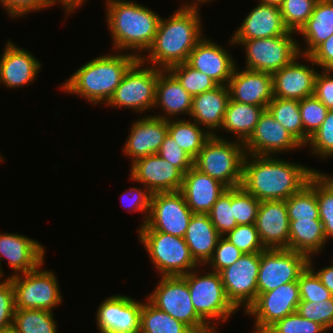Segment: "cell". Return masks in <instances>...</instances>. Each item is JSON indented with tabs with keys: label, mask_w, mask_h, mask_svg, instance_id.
Here are the masks:
<instances>
[{
	"label": "cell",
	"mask_w": 333,
	"mask_h": 333,
	"mask_svg": "<svg viewBox=\"0 0 333 333\" xmlns=\"http://www.w3.org/2000/svg\"><path fill=\"white\" fill-rule=\"evenodd\" d=\"M273 157L246 154L243 161L240 186L260 202L288 199L317 171Z\"/></svg>",
	"instance_id": "1"
},
{
	"label": "cell",
	"mask_w": 333,
	"mask_h": 333,
	"mask_svg": "<svg viewBox=\"0 0 333 333\" xmlns=\"http://www.w3.org/2000/svg\"><path fill=\"white\" fill-rule=\"evenodd\" d=\"M200 17L199 8L194 7H179L169 18L161 17L153 43L147 50L148 57L139 59L162 70L186 62L203 38Z\"/></svg>",
	"instance_id": "2"
},
{
	"label": "cell",
	"mask_w": 333,
	"mask_h": 333,
	"mask_svg": "<svg viewBox=\"0 0 333 333\" xmlns=\"http://www.w3.org/2000/svg\"><path fill=\"white\" fill-rule=\"evenodd\" d=\"M106 8V21L112 35L113 48L120 53L130 49L133 51L131 54L137 58L144 56L138 52L147 51L153 43L160 15L129 0H107Z\"/></svg>",
	"instance_id": "3"
},
{
	"label": "cell",
	"mask_w": 333,
	"mask_h": 333,
	"mask_svg": "<svg viewBox=\"0 0 333 333\" xmlns=\"http://www.w3.org/2000/svg\"><path fill=\"white\" fill-rule=\"evenodd\" d=\"M130 52L99 56L81 66L60 88L92 104L107 103L128 69L138 60Z\"/></svg>",
	"instance_id": "4"
},
{
	"label": "cell",
	"mask_w": 333,
	"mask_h": 333,
	"mask_svg": "<svg viewBox=\"0 0 333 333\" xmlns=\"http://www.w3.org/2000/svg\"><path fill=\"white\" fill-rule=\"evenodd\" d=\"M245 156L242 142L211 135L194 159V167L227 188H236L241 185Z\"/></svg>",
	"instance_id": "5"
},
{
	"label": "cell",
	"mask_w": 333,
	"mask_h": 333,
	"mask_svg": "<svg viewBox=\"0 0 333 333\" xmlns=\"http://www.w3.org/2000/svg\"><path fill=\"white\" fill-rule=\"evenodd\" d=\"M182 277L187 281L196 313L212 329H217L215 327L216 323L212 322L213 319L214 321L225 322L230 318V315L237 311V308L226 295L218 272L210 271V273L199 276L197 270L194 269L188 274L182 275Z\"/></svg>",
	"instance_id": "6"
},
{
	"label": "cell",
	"mask_w": 333,
	"mask_h": 333,
	"mask_svg": "<svg viewBox=\"0 0 333 333\" xmlns=\"http://www.w3.org/2000/svg\"><path fill=\"white\" fill-rule=\"evenodd\" d=\"M138 233L161 276H182L199 267L184 238L155 230H138Z\"/></svg>",
	"instance_id": "7"
},
{
	"label": "cell",
	"mask_w": 333,
	"mask_h": 333,
	"mask_svg": "<svg viewBox=\"0 0 333 333\" xmlns=\"http://www.w3.org/2000/svg\"><path fill=\"white\" fill-rule=\"evenodd\" d=\"M161 279L147 300L185 324L193 333H206L212 328L195 311L187 281L182 276H160Z\"/></svg>",
	"instance_id": "8"
},
{
	"label": "cell",
	"mask_w": 333,
	"mask_h": 333,
	"mask_svg": "<svg viewBox=\"0 0 333 333\" xmlns=\"http://www.w3.org/2000/svg\"><path fill=\"white\" fill-rule=\"evenodd\" d=\"M293 34L295 33L290 32L288 35L250 40L231 38L229 43L244 45L246 69L273 74L300 55V46L296 39H293Z\"/></svg>",
	"instance_id": "9"
},
{
	"label": "cell",
	"mask_w": 333,
	"mask_h": 333,
	"mask_svg": "<svg viewBox=\"0 0 333 333\" xmlns=\"http://www.w3.org/2000/svg\"><path fill=\"white\" fill-rule=\"evenodd\" d=\"M144 67L138 59L126 72L120 85L106 103L117 108H129L143 113L154 108L158 73L162 70L153 66Z\"/></svg>",
	"instance_id": "10"
},
{
	"label": "cell",
	"mask_w": 333,
	"mask_h": 333,
	"mask_svg": "<svg viewBox=\"0 0 333 333\" xmlns=\"http://www.w3.org/2000/svg\"><path fill=\"white\" fill-rule=\"evenodd\" d=\"M43 263L29 272L9 277L14 287L16 309H42L52 312L61 304L62 295L56 275L40 269Z\"/></svg>",
	"instance_id": "11"
},
{
	"label": "cell",
	"mask_w": 333,
	"mask_h": 333,
	"mask_svg": "<svg viewBox=\"0 0 333 333\" xmlns=\"http://www.w3.org/2000/svg\"><path fill=\"white\" fill-rule=\"evenodd\" d=\"M193 212L180 191L152 194L145 225L139 230H155L184 238Z\"/></svg>",
	"instance_id": "12"
},
{
	"label": "cell",
	"mask_w": 333,
	"mask_h": 333,
	"mask_svg": "<svg viewBox=\"0 0 333 333\" xmlns=\"http://www.w3.org/2000/svg\"><path fill=\"white\" fill-rule=\"evenodd\" d=\"M308 257L290 249H265L261 252L257 295L298 281L308 266Z\"/></svg>",
	"instance_id": "13"
},
{
	"label": "cell",
	"mask_w": 333,
	"mask_h": 333,
	"mask_svg": "<svg viewBox=\"0 0 333 333\" xmlns=\"http://www.w3.org/2000/svg\"><path fill=\"white\" fill-rule=\"evenodd\" d=\"M299 303L298 282L292 281L257 295L245 313L255 317L254 333H265L277 321L296 312Z\"/></svg>",
	"instance_id": "14"
},
{
	"label": "cell",
	"mask_w": 333,
	"mask_h": 333,
	"mask_svg": "<svg viewBox=\"0 0 333 333\" xmlns=\"http://www.w3.org/2000/svg\"><path fill=\"white\" fill-rule=\"evenodd\" d=\"M260 260L261 253L244 254L219 272L226 295L237 309L244 305L246 311L257 297Z\"/></svg>",
	"instance_id": "15"
},
{
	"label": "cell",
	"mask_w": 333,
	"mask_h": 333,
	"mask_svg": "<svg viewBox=\"0 0 333 333\" xmlns=\"http://www.w3.org/2000/svg\"><path fill=\"white\" fill-rule=\"evenodd\" d=\"M246 154L273 156L303 146L265 109L250 137L243 143ZM300 147V148H299Z\"/></svg>",
	"instance_id": "16"
},
{
	"label": "cell",
	"mask_w": 333,
	"mask_h": 333,
	"mask_svg": "<svg viewBox=\"0 0 333 333\" xmlns=\"http://www.w3.org/2000/svg\"><path fill=\"white\" fill-rule=\"evenodd\" d=\"M130 177L152 194L180 191L184 173L158 154L137 159L131 164Z\"/></svg>",
	"instance_id": "17"
},
{
	"label": "cell",
	"mask_w": 333,
	"mask_h": 333,
	"mask_svg": "<svg viewBox=\"0 0 333 333\" xmlns=\"http://www.w3.org/2000/svg\"><path fill=\"white\" fill-rule=\"evenodd\" d=\"M142 302L126 295L110 296L100 304L96 323L100 333H139Z\"/></svg>",
	"instance_id": "18"
},
{
	"label": "cell",
	"mask_w": 333,
	"mask_h": 333,
	"mask_svg": "<svg viewBox=\"0 0 333 333\" xmlns=\"http://www.w3.org/2000/svg\"><path fill=\"white\" fill-rule=\"evenodd\" d=\"M255 226L265 249H289L290 222L285 200L261 201Z\"/></svg>",
	"instance_id": "19"
},
{
	"label": "cell",
	"mask_w": 333,
	"mask_h": 333,
	"mask_svg": "<svg viewBox=\"0 0 333 333\" xmlns=\"http://www.w3.org/2000/svg\"><path fill=\"white\" fill-rule=\"evenodd\" d=\"M225 48L203 37L190 52L186 63L195 70L205 73L218 85H228L236 67Z\"/></svg>",
	"instance_id": "20"
},
{
	"label": "cell",
	"mask_w": 333,
	"mask_h": 333,
	"mask_svg": "<svg viewBox=\"0 0 333 333\" xmlns=\"http://www.w3.org/2000/svg\"><path fill=\"white\" fill-rule=\"evenodd\" d=\"M44 246L37 240L27 236L12 233L0 234V271L1 260L6 259L9 267L15 272L11 276L23 274L35 269L45 260Z\"/></svg>",
	"instance_id": "21"
},
{
	"label": "cell",
	"mask_w": 333,
	"mask_h": 333,
	"mask_svg": "<svg viewBox=\"0 0 333 333\" xmlns=\"http://www.w3.org/2000/svg\"><path fill=\"white\" fill-rule=\"evenodd\" d=\"M230 99L241 103L262 106L265 109L274 98L271 73L235 67L228 85Z\"/></svg>",
	"instance_id": "22"
},
{
	"label": "cell",
	"mask_w": 333,
	"mask_h": 333,
	"mask_svg": "<svg viewBox=\"0 0 333 333\" xmlns=\"http://www.w3.org/2000/svg\"><path fill=\"white\" fill-rule=\"evenodd\" d=\"M132 124L123 146L124 153L131 157V163L139 158L157 154L168 133V120L149 115Z\"/></svg>",
	"instance_id": "23"
},
{
	"label": "cell",
	"mask_w": 333,
	"mask_h": 333,
	"mask_svg": "<svg viewBox=\"0 0 333 333\" xmlns=\"http://www.w3.org/2000/svg\"><path fill=\"white\" fill-rule=\"evenodd\" d=\"M5 44L0 59V84L7 88L24 87L36 79L41 68L40 61L11 41Z\"/></svg>",
	"instance_id": "24"
},
{
	"label": "cell",
	"mask_w": 333,
	"mask_h": 333,
	"mask_svg": "<svg viewBox=\"0 0 333 333\" xmlns=\"http://www.w3.org/2000/svg\"><path fill=\"white\" fill-rule=\"evenodd\" d=\"M227 189L224 184L193 166L184 174L180 192L194 214H208Z\"/></svg>",
	"instance_id": "25"
},
{
	"label": "cell",
	"mask_w": 333,
	"mask_h": 333,
	"mask_svg": "<svg viewBox=\"0 0 333 333\" xmlns=\"http://www.w3.org/2000/svg\"><path fill=\"white\" fill-rule=\"evenodd\" d=\"M300 56L272 74L274 97L302 100L313 95L317 71L297 62Z\"/></svg>",
	"instance_id": "26"
},
{
	"label": "cell",
	"mask_w": 333,
	"mask_h": 333,
	"mask_svg": "<svg viewBox=\"0 0 333 333\" xmlns=\"http://www.w3.org/2000/svg\"><path fill=\"white\" fill-rule=\"evenodd\" d=\"M280 8L260 3L248 13L243 23L232 36V40H250L288 35Z\"/></svg>",
	"instance_id": "27"
},
{
	"label": "cell",
	"mask_w": 333,
	"mask_h": 333,
	"mask_svg": "<svg viewBox=\"0 0 333 333\" xmlns=\"http://www.w3.org/2000/svg\"><path fill=\"white\" fill-rule=\"evenodd\" d=\"M230 100L226 85H218L212 90L192 97V107L189 117L197 124L207 128L210 135H216L223 123L224 114ZM216 130V131H215Z\"/></svg>",
	"instance_id": "28"
},
{
	"label": "cell",
	"mask_w": 333,
	"mask_h": 333,
	"mask_svg": "<svg viewBox=\"0 0 333 333\" xmlns=\"http://www.w3.org/2000/svg\"><path fill=\"white\" fill-rule=\"evenodd\" d=\"M156 106L166 113L157 115L164 120H170L171 117L179 116L180 113L190 115L192 96L168 70H161L158 73L154 107Z\"/></svg>",
	"instance_id": "29"
},
{
	"label": "cell",
	"mask_w": 333,
	"mask_h": 333,
	"mask_svg": "<svg viewBox=\"0 0 333 333\" xmlns=\"http://www.w3.org/2000/svg\"><path fill=\"white\" fill-rule=\"evenodd\" d=\"M222 236L215 229L208 214H193L184 240L198 265H207Z\"/></svg>",
	"instance_id": "30"
},
{
	"label": "cell",
	"mask_w": 333,
	"mask_h": 333,
	"mask_svg": "<svg viewBox=\"0 0 333 333\" xmlns=\"http://www.w3.org/2000/svg\"><path fill=\"white\" fill-rule=\"evenodd\" d=\"M298 33L305 38L307 47L305 51L299 48V52L303 56H309L333 35V0H317L313 13Z\"/></svg>",
	"instance_id": "31"
},
{
	"label": "cell",
	"mask_w": 333,
	"mask_h": 333,
	"mask_svg": "<svg viewBox=\"0 0 333 333\" xmlns=\"http://www.w3.org/2000/svg\"><path fill=\"white\" fill-rule=\"evenodd\" d=\"M289 222L290 250L302 253L308 258L322 251L327 240L320 220H293Z\"/></svg>",
	"instance_id": "32"
},
{
	"label": "cell",
	"mask_w": 333,
	"mask_h": 333,
	"mask_svg": "<svg viewBox=\"0 0 333 333\" xmlns=\"http://www.w3.org/2000/svg\"><path fill=\"white\" fill-rule=\"evenodd\" d=\"M262 106L229 100L221 129L233 133L236 139L244 143L254 131L263 111Z\"/></svg>",
	"instance_id": "33"
},
{
	"label": "cell",
	"mask_w": 333,
	"mask_h": 333,
	"mask_svg": "<svg viewBox=\"0 0 333 333\" xmlns=\"http://www.w3.org/2000/svg\"><path fill=\"white\" fill-rule=\"evenodd\" d=\"M266 109L303 147L306 146L310 137L304 132L299 100L274 97Z\"/></svg>",
	"instance_id": "34"
},
{
	"label": "cell",
	"mask_w": 333,
	"mask_h": 333,
	"mask_svg": "<svg viewBox=\"0 0 333 333\" xmlns=\"http://www.w3.org/2000/svg\"><path fill=\"white\" fill-rule=\"evenodd\" d=\"M205 130L195 121L192 122L185 119L168 120V133L193 159L197 157L204 143L211 136Z\"/></svg>",
	"instance_id": "35"
},
{
	"label": "cell",
	"mask_w": 333,
	"mask_h": 333,
	"mask_svg": "<svg viewBox=\"0 0 333 333\" xmlns=\"http://www.w3.org/2000/svg\"><path fill=\"white\" fill-rule=\"evenodd\" d=\"M316 193L326 240L333 237V175L316 171L307 183Z\"/></svg>",
	"instance_id": "36"
},
{
	"label": "cell",
	"mask_w": 333,
	"mask_h": 333,
	"mask_svg": "<svg viewBox=\"0 0 333 333\" xmlns=\"http://www.w3.org/2000/svg\"><path fill=\"white\" fill-rule=\"evenodd\" d=\"M139 333H193L185 324L157 309L148 300L142 303Z\"/></svg>",
	"instance_id": "37"
},
{
	"label": "cell",
	"mask_w": 333,
	"mask_h": 333,
	"mask_svg": "<svg viewBox=\"0 0 333 333\" xmlns=\"http://www.w3.org/2000/svg\"><path fill=\"white\" fill-rule=\"evenodd\" d=\"M53 312L42 309H16L12 328L15 333H57Z\"/></svg>",
	"instance_id": "38"
},
{
	"label": "cell",
	"mask_w": 333,
	"mask_h": 333,
	"mask_svg": "<svg viewBox=\"0 0 333 333\" xmlns=\"http://www.w3.org/2000/svg\"><path fill=\"white\" fill-rule=\"evenodd\" d=\"M285 202L289 221L320 220L316 193L308 184Z\"/></svg>",
	"instance_id": "39"
},
{
	"label": "cell",
	"mask_w": 333,
	"mask_h": 333,
	"mask_svg": "<svg viewBox=\"0 0 333 333\" xmlns=\"http://www.w3.org/2000/svg\"><path fill=\"white\" fill-rule=\"evenodd\" d=\"M167 70L192 97L218 86L212 78L201 71L193 69L186 62L173 65Z\"/></svg>",
	"instance_id": "40"
},
{
	"label": "cell",
	"mask_w": 333,
	"mask_h": 333,
	"mask_svg": "<svg viewBox=\"0 0 333 333\" xmlns=\"http://www.w3.org/2000/svg\"><path fill=\"white\" fill-rule=\"evenodd\" d=\"M316 2L317 0H284L279 8L286 28L298 33L313 13Z\"/></svg>",
	"instance_id": "41"
},
{
	"label": "cell",
	"mask_w": 333,
	"mask_h": 333,
	"mask_svg": "<svg viewBox=\"0 0 333 333\" xmlns=\"http://www.w3.org/2000/svg\"><path fill=\"white\" fill-rule=\"evenodd\" d=\"M208 215L221 236H224L237 226L233 216V188H228L222 193Z\"/></svg>",
	"instance_id": "42"
},
{
	"label": "cell",
	"mask_w": 333,
	"mask_h": 333,
	"mask_svg": "<svg viewBox=\"0 0 333 333\" xmlns=\"http://www.w3.org/2000/svg\"><path fill=\"white\" fill-rule=\"evenodd\" d=\"M223 237L244 254L261 253L265 250L255 224L237 225Z\"/></svg>",
	"instance_id": "43"
},
{
	"label": "cell",
	"mask_w": 333,
	"mask_h": 333,
	"mask_svg": "<svg viewBox=\"0 0 333 333\" xmlns=\"http://www.w3.org/2000/svg\"><path fill=\"white\" fill-rule=\"evenodd\" d=\"M260 201L241 186L233 188V213L237 225L255 224Z\"/></svg>",
	"instance_id": "44"
},
{
	"label": "cell",
	"mask_w": 333,
	"mask_h": 333,
	"mask_svg": "<svg viewBox=\"0 0 333 333\" xmlns=\"http://www.w3.org/2000/svg\"><path fill=\"white\" fill-rule=\"evenodd\" d=\"M299 108L304 132L311 137L325 120L329 109L314 95L299 100Z\"/></svg>",
	"instance_id": "45"
},
{
	"label": "cell",
	"mask_w": 333,
	"mask_h": 333,
	"mask_svg": "<svg viewBox=\"0 0 333 333\" xmlns=\"http://www.w3.org/2000/svg\"><path fill=\"white\" fill-rule=\"evenodd\" d=\"M296 312L300 316L322 325L326 330L333 328V296L318 302L300 301Z\"/></svg>",
	"instance_id": "46"
},
{
	"label": "cell",
	"mask_w": 333,
	"mask_h": 333,
	"mask_svg": "<svg viewBox=\"0 0 333 333\" xmlns=\"http://www.w3.org/2000/svg\"><path fill=\"white\" fill-rule=\"evenodd\" d=\"M308 145L313 155L320 158L333 156V110L328 111L321 126L309 138Z\"/></svg>",
	"instance_id": "47"
},
{
	"label": "cell",
	"mask_w": 333,
	"mask_h": 333,
	"mask_svg": "<svg viewBox=\"0 0 333 333\" xmlns=\"http://www.w3.org/2000/svg\"><path fill=\"white\" fill-rule=\"evenodd\" d=\"M297 282L300 301L318 302L332 297L330 291L309 266L300 274Z\"/></svg>",
	"instance_id": "48"
},
{
	"label": "cell",
	"mask_w": 333,
	"mask_h": 333,
	"mask_svg": "<svg viewBox=\"0 0 333 333\" xmlns=\"http://www.w3.org/2000/svg\"><path fill=\"white\" fill-rule=\"evenodd\" d=\"M326 331L322 325L294 312L277 321L265 333H325Z\"/></svg>",
	"instance_id": "49"
},
{
	"label": "cell",
	"mask_w": 333,
	"mask_h": 333,
	"mask_svg": "<svg viewBox=\"0 0 333 333\" xmlns=\"http://www.w3.org/2000/svg\"><path fill=\"white\" fill-rule=\"evenodd\" d=\"M157 154L179 168L184 174L194 166V159L177 144L169 133L165 136Z\"/></svg>",
	"instance_id": "50"
},
{
	"label": "cell",
	"mask_w": 333,
	"mask_h": 333,
	"mask_svg": "<svg viewBox=\"0 0 333 333\" xmlns=\"http://www.w3.org/2000/svg\"><path fill=\"white\" fill-rule=\"evenodd\" d=\"M242 255L244 253L222 236L207 263L212 267V271L219 273L224 268L234 264Z\"/></svg>",
	"instance_id": "51"
},
{
	"label": "cell",
	"mask_w": 333,
	"mask_h": 333,
	"mask_svg": "<svg viewBox=\"0 0 333 333\" xmlns=\"http://www.w3.org/2000/svg\"><path fill=\"white\" fill-rule=\"evenodd\" d=\"M15 310L14 287L7 277L0 283V330L12 327Z\"/></svg>",
	"instance_id": "52"
},
{
	"label": "cell",
	"mask_w": 333,
	"mask_h": 333,
	"mask_svg": "<svg viewBox=\"0 0 333 333\" xmlns=\"http://www.w3.org/2000/svg\"><path fill=\"white\" fill-rule=\"evenodd\" d=\"M127 192L123 193L121 195L122 198V202L127 204V207L125 206L126 204H123L125 206V208H130V212L133 210L135 211H141L146 213L144 216V220L142 221L143 224L141 225H145L148 215H149V211H150V204H151V198H152V193L144 187V190H141V188L139 187L137 189V187H132L128 190H126ZM146 191V192H145ZM128 193V194H127ZM125 195H127L125 197Z\"/></svg>",
	"instance_id": "53"
},
{
	"label": "cell",
	"mask_w": 333,
	"mask_h": 333,
	"mask_svg": "<svg viewBox=\"0 0 333 333\" xmlns=\"http://www.w3.org/2000/svg\"><path fill=\"white\" fill-rule=\"evenodd\" d=\"M330 72L333 70L323 69L322 73L317 72L313 95L329 110H333V77Z\"/></svg>",
	"instance_id": "54"
},
{
	"label": "cell",
	"mask_w": 333,
	"mask_h": 333,
	"mask_svg": "<svg viewBox=\"0 0 333 333\" xmlns=\"http://www.w3.org/2000/svg\"><path fill=\"white\" fill-rule=\"evenodd\" d=\"M0 3L12 18H19L29 12L48 8L45 0H0Z\"/></svg>",
	"instance_id": "55"
},
{
	"label": "cell",
	"mask_w": 333,
	"mask_h": 333,
	"mask_svg": "<svg viewBox=\"0 0 333 333\" xmlns=\"http://www.w3.org/2000/svg\"><path fill=\"white\" fill-rule=\"evenodd\" d=\"M301 56L310 61L311 66H320L322 70H333V35L322 42L309 56Z\"/></svg>",
	"instance_id": "56"
},
{
	"label": "cell",
	"mask_w": 333,
	"mask_h": 333,
	"mask_svg": "<svg viewBox=\"0 0 333 333\" xmlns=\"http://www.w3.org/2000/svg\"><path fill=\"white\" fill-rule=\"evenodd\" d=\"M313 259L310 257L308 259V266L316 273V275L319 277L321 283L330 291V293L333 296V262L328 267H323L322 269H318L316 272L313 267Z\"/></svg>",
	"instance_id": "57"
},
{
	"label": "cell",
	"mask_w": 333,
	"mask_h": 333,
	"mask_svg": "<svg viewBox=\"0 0 333 333\" xmlns=\"http://www.w3.org/2000/svg\"><path fill=\"white\" fill-rule=\"evenodd\" d=\"M46 1V4L48 7L52 6L53 5H56V3H62L61 5H63L65 11V14H72V12L74 10H76V8L78 9V7H80V5H82V3H84V1L86 0H45Z\"/></svg>",
	"instance_id": "58"
},
{
	"label": "cell",
	"mask_w": 333,
	"mask_h": 333,
	"mask_svg": "<svg viewBox=\"0 0 333 333\" xmlns=\"http://www.w3.org/2000/svg\"><path fill=\"white\" fill-rule=\"evenodd\" d=\"M194 2L191 4H189V3H186V4H183L182 5V7H194V8H199V5H198V3H203V4H205V3H207V2H210L211 0H193ZM195 1H197V3L195 2Z\"/></svg>",
	"instance_id": "59"
},
{
	"label": "cell",
	"mask_w": 333,
	"mask_h": 333,
	"mask_svg": "<svg viewBox=\"0 0 333 333\" xmlns=\"http://www.w3.org/2000/svg\"><path fill=\"white\" fill-rule=\"evenodd\" d=\"M284 0H260V3L268 4V5H275L280 6Z\"/></svg>",
	"instance_id": "60"
},
{
	"label": "cell",
	"mask_w": 333,
	"mask_h": 333,
	"mask_svg": "<svg viewBox=\"0 0 333 333\" xmlns=\"http://www.w3.org/2000/svg\"><path fill=\"white\" fill-rule=\"evenodd\" d=\"M0 333H15L13 328H6L4 330H0Z\"/></svg>",
	"instance_id": "61"
},
{
	"label": "cell",
	"mask_w": 333,
	"mask_h": 333,
	"mask_svg": "<svg viewBox=\"0 0 333 333\" xmlns=\"http://www.w3.org/2000/svg\"><path fill=\"white\" fill-rule=\"evenodd\" d=\"M206 333H216V330H215V329H212V330H210V331H208V332H206Z\"/></svg>",
	"instance_id": "62"
},
{
	"label": "cell",
	"mask_w": 333,
	"mask_h": 333,
	"mask_svg": "<svg viewBox=\"0 0 333 333\" xmlns=\"http://www.w3.org/2000/svg\"><path fill=\"white\" fill-rule=\"evenodd\" d=\"M3 276H5V275H3V274L1 273V271H0V277H3ZM0 280H1V278H0ZM0 283H2V282H0Z\"/></svg>",
	"instance_id": "63"
}]
</instances>
